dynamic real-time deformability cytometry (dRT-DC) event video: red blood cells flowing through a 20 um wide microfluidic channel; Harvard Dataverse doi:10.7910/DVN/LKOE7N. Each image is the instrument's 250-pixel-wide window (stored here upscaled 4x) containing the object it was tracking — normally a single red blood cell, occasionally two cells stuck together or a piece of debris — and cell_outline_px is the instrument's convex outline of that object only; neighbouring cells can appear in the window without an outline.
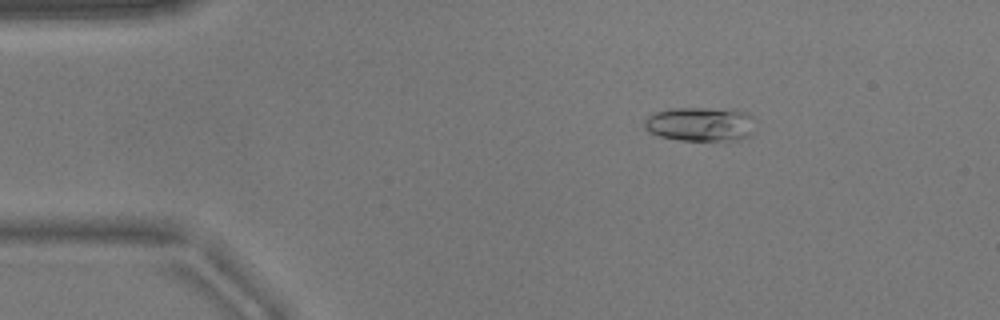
{"species": "common noctule bat (a hibernating species)", "species_latin": "Nyctalus noctula", "temperature_condition": "warm", "stored_images_in_passage": 50, "camera_frame_rate_fps": 3000, "um_per_image_px": 0.085, "animal": {"sex": "male", "body_mass_g": 17.9}, "frame": {"image": 1, "passage_image": 7, "time_ms": 2.0, "image_size_px": [1000, 320], "cell_outline_px": [[752, 116], [748, 136], [736, 140], [680, 140], [660, 136], [644, 128], [644, 120], [648, 116], [656, 112], [672, 108], [732, 108]], "centroid_in_image_um": [59.47, 10.53], "position_along_channel_um": 25.5, "area_um2": 21.73}}
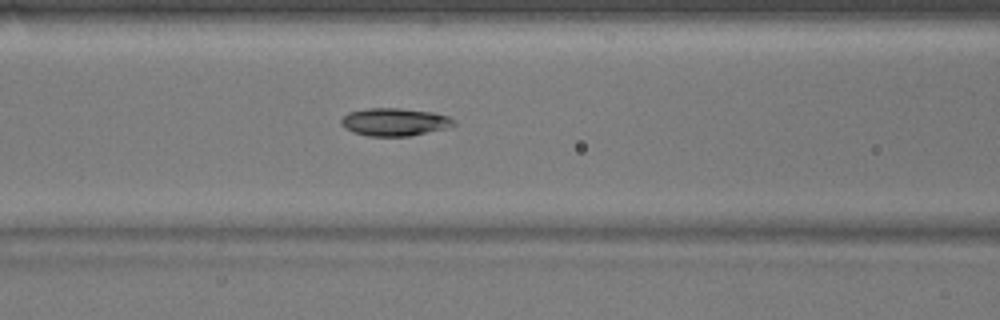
{"frame": {"image": 2, "passage_image": 20, "time_ms": 6.333, "image_size_px": [1000, 320], "cell_outline_px": [[456, 124], [444, 128], [408, 136], [368, 136], [352, 132], [340, 120], [348, 112], [368, 108], [400, 108], [432, 112], [448, 116], [456, 120]], "centroid_in_image_um": [33.55, 10.36], "position_along_channel_um": 133.1, "area_um2": 17.98}}
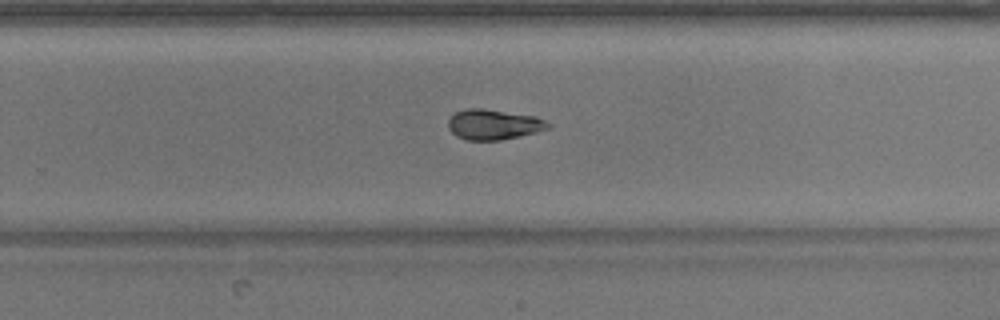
{"frame": {"image": 3, "passage_image": 32, "time_ms": 10.333, "image_size_px": [1000, 320], "cell_outline_px": [[552, 128], [520, 136], [500, 140], [468, 140], [456, 136], [448, 128], [448, 120], [456, 112], [464, 108], [484, 108], [536, 116], [552, 124]], "centroid_in_image_um": [41.98, 10.57], "position_along_channel_um": 287.8, "area_um2": 17.8}, "authors_computed_cell_mechanics": {"area_um2": 18.0625, "velocity_mm_per_s": 3.8791, "shape_relaxation_time_tau1_ms": 4.7031, "shape_relaxation_time_tau2_ms": null, "deformation_change_tau1": 0.1201, "deformation_change_tau2": null}}